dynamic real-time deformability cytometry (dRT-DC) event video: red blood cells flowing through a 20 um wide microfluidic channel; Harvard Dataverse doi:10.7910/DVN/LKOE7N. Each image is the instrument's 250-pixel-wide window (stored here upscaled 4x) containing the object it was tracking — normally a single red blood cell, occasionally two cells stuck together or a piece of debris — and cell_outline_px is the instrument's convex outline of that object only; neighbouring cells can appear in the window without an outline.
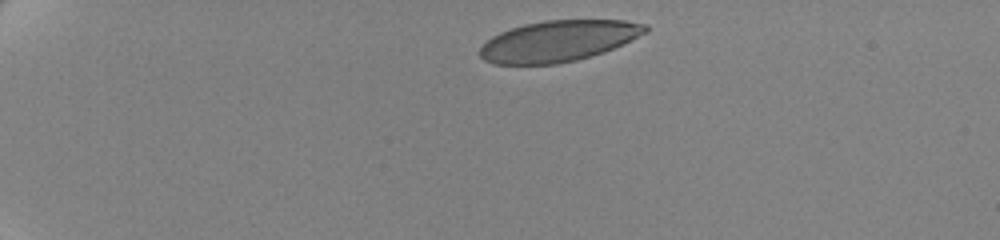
{"species": "human", "species_latin": "Homo sapiens", "temperature_condition": "cold", "stored_images_in_passage": 43, "camera_frame_rate_fps": 3000, "um_per_image_px": 0.085, "donor": {"sex": "female"}, "frame": {"image": 1, "passage_image": 1, "time_ms": 0.0, "image_size_px": [1000, 240], "cell_outline_px": [[648, 32], [604, 52], [576, 60], [556, 64], [492, 64], [484, 60], [480, 56], [480, 48], [492, 36], [500, 32], [524, 24], [544, 20], [624, 20], [648, 24]], "centroid_in_image_um": [47.47, 3.48], "position_along_channel_um": 37.5, "area_um2": 39.48}}
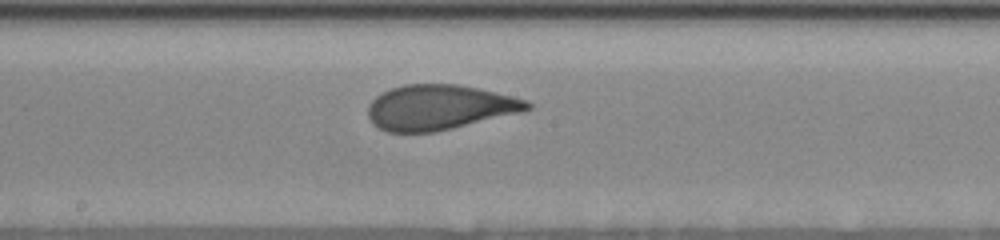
{"frame": {"image": 2, "passage_image": 23, "time_ms": 7.333, "image_size_px": [1000, 240], "cell_outline_px": [[532, 108], [520, 112], [436, 132], [388, 132], [372, 124], [368, 120], [368, 104], [376, 96], [392, 88], [404, 84], [456, 84], [476, 88], [512, 96], [528, 100], [532, 104]], "centroid_in_image_um": [37.31, 9.13], "position_along_channel_um": 210.9, "area_um2": 41.62}}
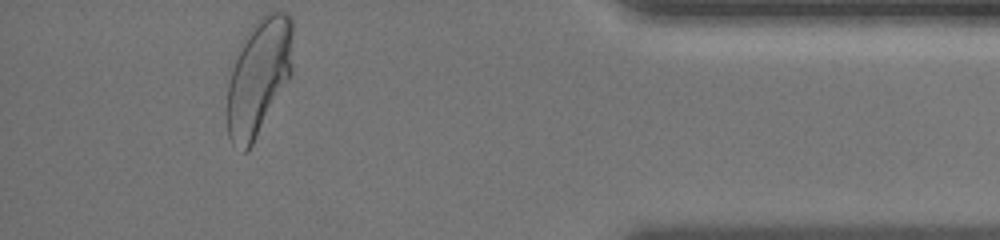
{"frame": {"image": 3, "passage_image": 43, "time_ms": 14.0, "image_size_px": [1000, 240], "cell_outline_px": [[292, 72], [288, 80], [248, 152], [244, 152], [232, 144], [228, 136], [224, 108], [224, 76], [232, 56], [240, 40], [252, 24], [260, 16], [268, 12], [284, 12], [292, 20]], "centroid_in_image_um": [21.85, 6.53], "position_along_channel_um": 413.3, "area_um2": 46.88}, "authors_computed_cell_mechanics": {"area_um2": 42.5986, "velocity_mm_per_s": 3.4846, "shape_relaxation_time_tau1_ms": 4.5825, "shape_relaxation_time_tau2_ms": null, "deformation_change_tau1": 0.1583, "deformation_change_tau2": null}}